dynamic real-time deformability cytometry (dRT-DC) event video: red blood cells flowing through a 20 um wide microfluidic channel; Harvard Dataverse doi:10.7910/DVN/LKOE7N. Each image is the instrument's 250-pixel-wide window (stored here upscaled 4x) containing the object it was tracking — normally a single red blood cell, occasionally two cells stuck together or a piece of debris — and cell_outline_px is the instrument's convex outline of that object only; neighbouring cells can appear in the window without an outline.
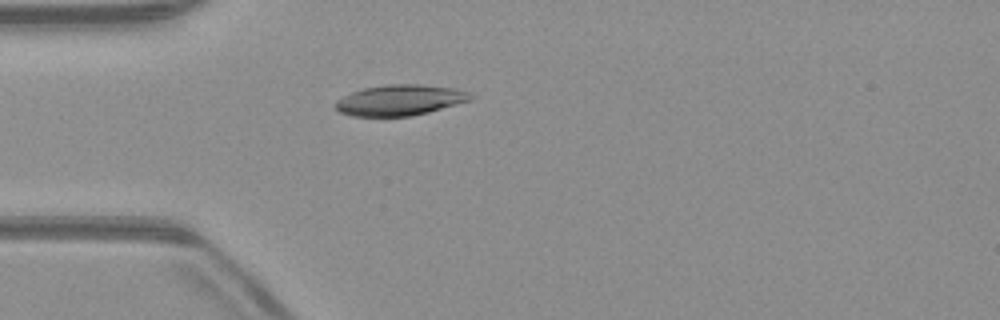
{"species": "common noctule bat (a hibernating species)", "species_latin": "Nyctalus noctula", "temperature_condition": "warm", "stored_images_in_passage": 52, "camera_frame_rate_fps": 3000, "um_per_image_px": 0.085, "animal": {"sex": "male", "body_mass_g": 23.1, "forearm_length_mm": 52.7}, "frame": {"image": 1, "passage_image": 15, "time_ms": 4.667, "image_size_px": [1000, 320], "cell_outline_px": [[476, 96], [472, 100], [428, 112], [412, 116], [352, 116], [340, 112], [336, 108], [336, 100], [352, 92], [364, 88], [388, 84], [420, 84], [452, 88], [468, 92]], "centroid_in_image_um": [34.02, 8.51], "position_along_channel_um": 51.0, "area_um2": 24.1}}
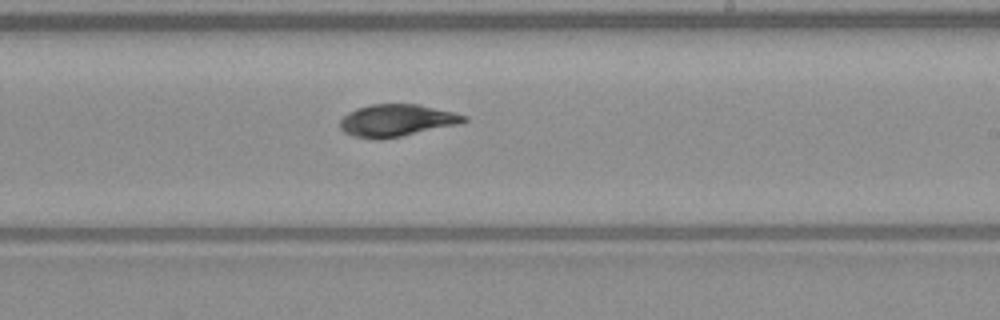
{"frame": {"image": 2, "passage_image": 31, "time_ms": 10.0, "image_size_px": [1000, 320], "cell_outline_px": [[468, 120], [456, 124], [400, 136], [380, 140], [376, 140], [352, 136], [344, 132], [340, 128], [340, 120], [348, 112], [356, 108], [372, 104], [416, 104], [452, 112], [468, 116]], "centroid_in_image_um": [33.65, 10.24], "position_along_channel_um": 255.4, "area_um2": 22.95}}
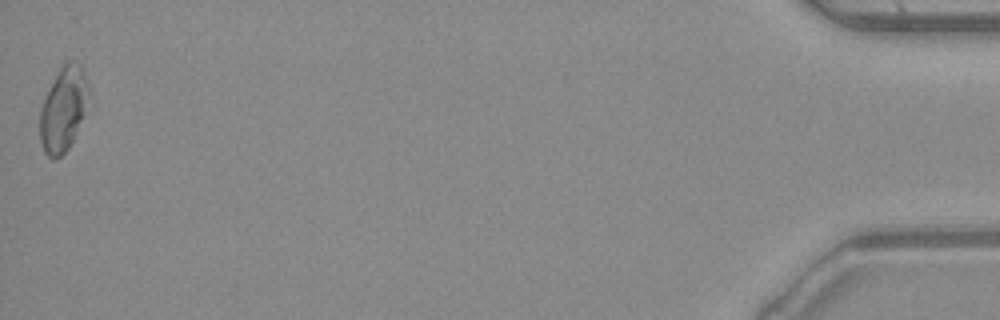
{"frame": {"image": 3, "passage_image": 52, "time_ms": 17.0, "image_size_px": [1000, 320], "cell_outline_px": [[88, 92], [84, 112], [72, 140], [68, 148], [60, 156], [52, 160], [44, 152], [40, 140], [40, 108], [56, 72], [64, 60], [72, 60], [80, 64], [84, 72], [88, 84]], "centroid_in_image_um": [5.35, 9.22], "position_along_channel_um": 429.8, "area_um2": 23.7}, "authors_computed_cell_mechanics": {"area_um2": 23.7558, "velocity_mm_per_s": 3.992, "shape_relaxation_time_tau1_ms": 5.3826, "shape_relaxation_time_tau2_ms": 4.1207, "deformation_change_tau1": 0.145, "deformation_change_tau2": 0.0512}}